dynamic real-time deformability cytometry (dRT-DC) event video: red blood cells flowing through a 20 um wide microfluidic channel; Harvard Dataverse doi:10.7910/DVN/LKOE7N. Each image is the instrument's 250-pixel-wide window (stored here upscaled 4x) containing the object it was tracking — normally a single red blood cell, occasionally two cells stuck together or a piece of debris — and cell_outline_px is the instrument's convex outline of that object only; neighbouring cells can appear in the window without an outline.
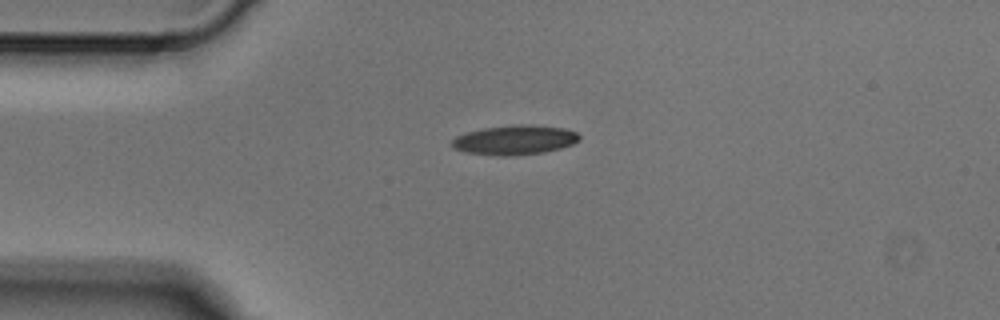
{"species": "Egyptian fruit bat (a non-hibernating species)", "species_latin": "Rousettus aegyptiacus", "temperature_condition": "cold", "stored_images_in_passage": 3, "camera_frame_rate_fps": 3000, "um_per_image_px": 0.085, "animal": {"sex": "male"}, "frame": {"image": 1, "passage_image": 1, "time_ms": 0.0, "image_size_px": [1000, 320], "cell_outline_px": [[580, 140], [572, 144], [560, 148], [544, 152], [508, 156], [496, 156], [468, 152], [452, 148], [452, 140], [456, 136], [464, 132], [484, 128], [516, 124], [532, 124], [564, 128], [576, 132], [580, 136]], "centroid_in_image_um": [43.74, 11.89], "position_along_channel_um": 41.3, "area_um2": 22.02}}
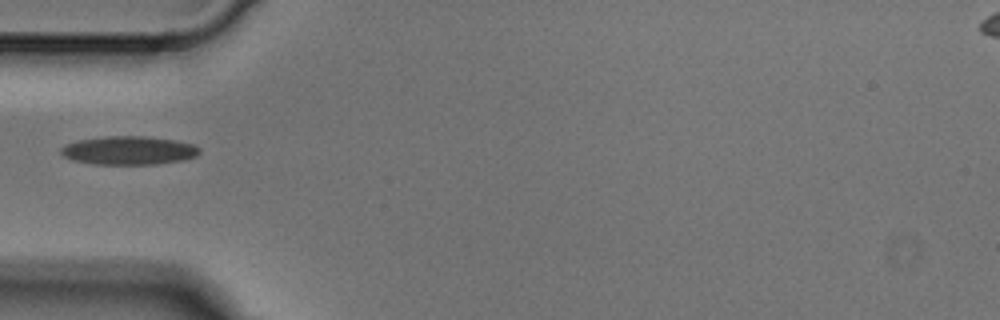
{"frame": {"image": 2, "passage_image": 2, "time_ms": 0.333, "image_size_px": [1000, 320], "cell_outline_px": [[200, 152], [196, 156], [184, 160], [156, 164], [92, 164], [72, 160], [64, 156], [60, 152], [60, 148], [68, 144], [80, 140], [104, 136], [144, 136], [172, 140], [192, 144], [200, 148]], "centroid_in_image_um": [10.94, 12.79], "position_along_channel_um": 74.1, "area_um2": 22.89}}
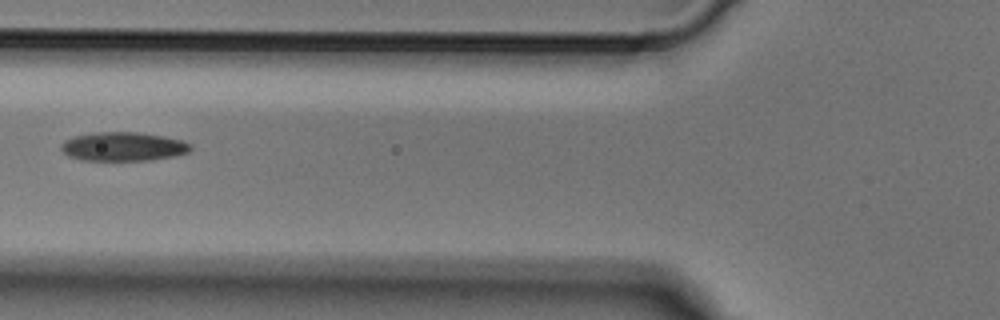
{"frame": {"image": 3, "passage_image": 3, "time_ms": 0.667, "image_size_px": [1000, 320], "cell_outline_px": [[192, 148], [188, 152], [172, 156], [152, 160], [80, 160], [68, 156], [60, 148], [60, 144], [64, 140], [72, 136], [96, 132], [140, 132], [164, 136], [180, 140], [192, 144]], "centroid_in_image_um": [10.44, 12.45], "position_along_channel_um": 115.4, "area_um2": 21.91}}